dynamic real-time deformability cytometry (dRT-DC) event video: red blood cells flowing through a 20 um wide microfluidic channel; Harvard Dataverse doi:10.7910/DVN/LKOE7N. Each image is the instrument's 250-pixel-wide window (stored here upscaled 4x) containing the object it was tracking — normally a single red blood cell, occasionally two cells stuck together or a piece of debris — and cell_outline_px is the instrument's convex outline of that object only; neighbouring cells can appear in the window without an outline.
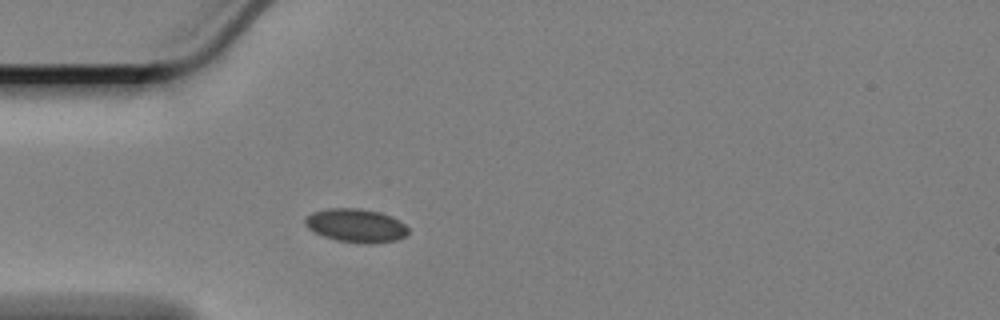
{"species": "Egyptian fruit bat (a non-hibernating species)", "species_latin": "Rousettus aegyptiacus", "temperature_condition": "cold", "stored_images_in_passage": 44, "camera_frame_rate_fps": 3000, "um_per_image_px": 0.085, "animal": {"sex": "female"}, "frame": {"image": 1, "passage_image": 1, "time_ms": 0.0, "image_size_px": [1000, 320], "cell_outline_px": [[408, 232], [404, 236], [396, 240], [372, 244], [368, 244], [336, 240], [324, 236], [308, 228], [304, 224], [304, 220], [312, 212], [328, 208], [360, 208], [380, 212], [392, 216], [400, 220], [408, 228]], "centroid_in_image_um": [30.27, 19.16], "position_along_channel_um": 54.7, "area_um2": 20.17}}
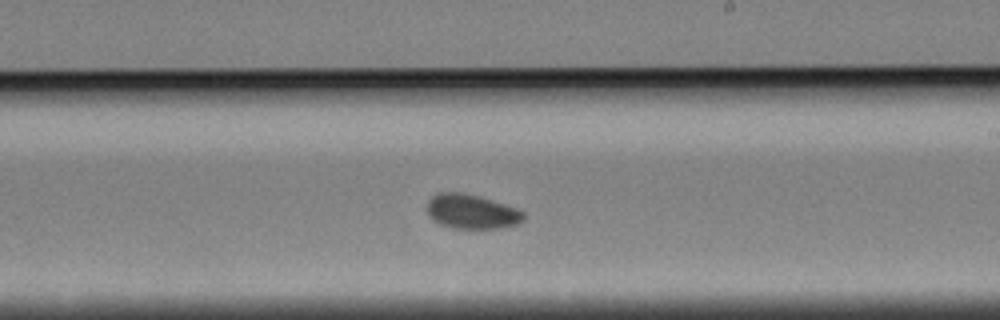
{"frame": {"image": 2, "passage_image": 19, "time_ms": 6.0, "image_size_px": [1000, 320], "cell_outline_px": [[524, 220], [516, 224], [500, 228], [452, 228], [440, 224], [432, 220], [428, 216], [428, 200], [436, 192], [460, 192], [480, 196], [516, 208], [524, 212]], "centroid_in_image_um": [40.06, 17.98], "position_along_channel_um": 248.9, "area_um2": 19.42}}
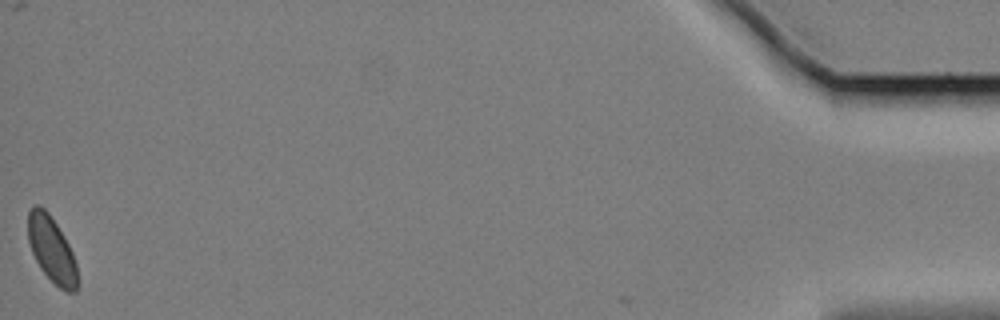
{"frame": {"image": 3, "passage_image": 44, "time_ms": 14.333, "image_size_px": [1000, 320], "cell_outline_px": [[76, 292], [68, 292], [60, 288], [40, 268], [32, 252], [28, 240], [28, 212], [32, 204], [40, 204], [48, 212], [64, 236], [72, 252], [76, 264]], "centroid_in_image_um": [4.36, 21.15], "position_along_channel_um": 430.8, "area_um2": 18.67}}